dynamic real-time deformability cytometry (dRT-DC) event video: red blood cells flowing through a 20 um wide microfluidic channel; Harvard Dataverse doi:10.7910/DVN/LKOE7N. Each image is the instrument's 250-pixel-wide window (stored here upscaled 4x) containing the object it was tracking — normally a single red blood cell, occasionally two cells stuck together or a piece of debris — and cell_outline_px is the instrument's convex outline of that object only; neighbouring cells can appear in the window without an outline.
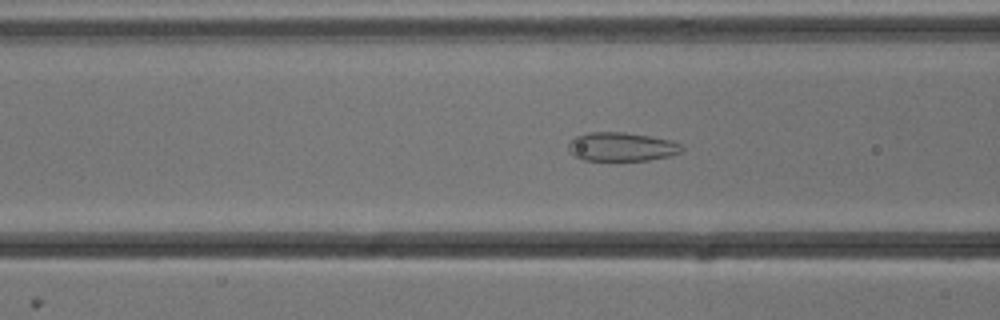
{"species": "common noctule bat (a hibernating species)", "species_latin": "Nyctalus noctula", "temperature_condition": "cold", "stored_images_in_passage": 54, "camera_frame_rate_fps": 3000, "um_per_image_px": 0.085, "animal": {"sex": "male", "body_mass_g": 13.3}, "frame": {"image": 1, "passage_image": 21, "time_ms": 6.667, "image_size_px": [1000, 320], "cell_outline_px": [[684, 148], [680, 152], [672, 156], [648, 160], [584, 160], [572, 156], [568, 152], [568, 144], [576, 136], [588, 132], [624, 132], [672, 140], [680, 144]], "centroid_in_image_um": [52.82, 12.48], "position_along_channel_um": 113.8, "area_um2": 19.13}}
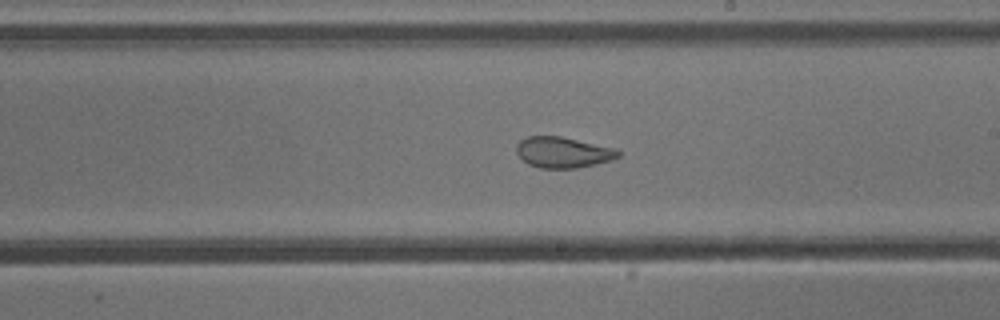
{"frame": {"image": 2, "passage_image": 31, "time_ms": 10.0, "image_size_px": [1000, 320], "cell_outline_px": [[620, 156], [612, 160], [596, 164], [576, 168], [540, 168], [528, 164], [516, 152], [516, 144], [520, 140], [528, 136], [560, 136], [616, 148], [620, 152]], "centroid_in_image_um": [47.86, 12.95], "position_along_channel_um": 241.1, "area_um2": 18.32}}
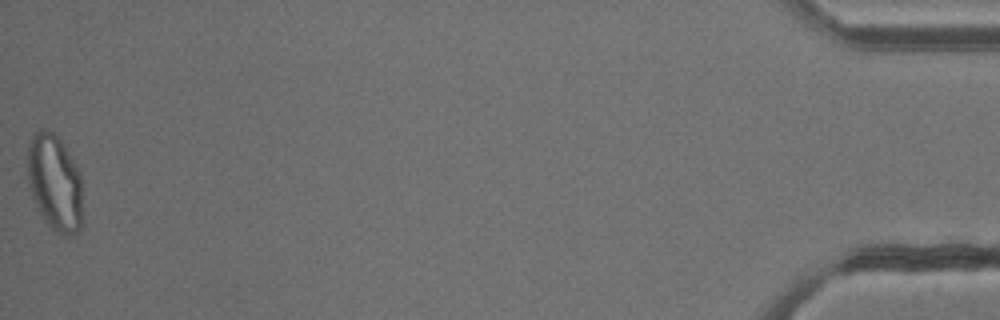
{"frame": {"image": 3, "passage_image": 54, "time_ms": 17.667, "image_size_px": [1000, 320], "cell_outline_px": [[84, 224], [80, 232], [64, 236], [56, 232], [44, 220], [32, 196], [28, 184], [28, 144], [32, 136], [40, 128], [48, 128], [60, 140], [80, 172], [84, 220]], "centroid_in_image_um": [4.69, 15.58], "position_along_channel_um": 430.5, "area_um2": 31.39}, "authors_computed_cell_mechanics": {"area_um2": 25.1141, "velocity_mm_per_s": 3.8148, "shape_relaxation_time_tau1_ms": null, "shape_relaxation_time_tau2_ms": 1.1646, "deformation_change_tau1": null, "deformation_change_tau2": 0.0824}}